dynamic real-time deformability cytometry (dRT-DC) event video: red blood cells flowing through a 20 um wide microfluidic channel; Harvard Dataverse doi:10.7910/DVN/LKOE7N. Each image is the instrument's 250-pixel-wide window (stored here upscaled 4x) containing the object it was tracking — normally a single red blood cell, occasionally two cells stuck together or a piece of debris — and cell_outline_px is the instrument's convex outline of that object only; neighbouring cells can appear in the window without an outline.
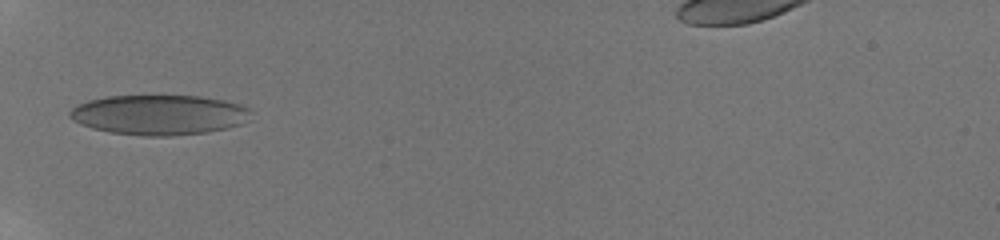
{"species": "human", "species_latin": "Homo sapiens", "temperature_condition": "room temperature", "stored_images_in_passage": 2, "camera_frame_rate_fps": 3000, "um_per_image_px": 0.085, "donor": {"sex": "male"}, "frame": {"image": 1, "passage_image": 1, "time_ms": 0.0, "image_size_px": [1000, 240], "cell_outline_px": [[252, 112], [240, 124], [228, 128], [208, 132], [172, 136], [140, 136], [108, 132], [92, 128], [80, 124], [72, 120], [68, 116], [68, 112], [76, 104], [88, 100], [108, 96], [200, 96], [224, 100], [240, 104], [248, 108]], "centroid_in_image_um": [13.47, 9.76], "position_along_channel_um": 71.5, "area_um2": 42.48}}